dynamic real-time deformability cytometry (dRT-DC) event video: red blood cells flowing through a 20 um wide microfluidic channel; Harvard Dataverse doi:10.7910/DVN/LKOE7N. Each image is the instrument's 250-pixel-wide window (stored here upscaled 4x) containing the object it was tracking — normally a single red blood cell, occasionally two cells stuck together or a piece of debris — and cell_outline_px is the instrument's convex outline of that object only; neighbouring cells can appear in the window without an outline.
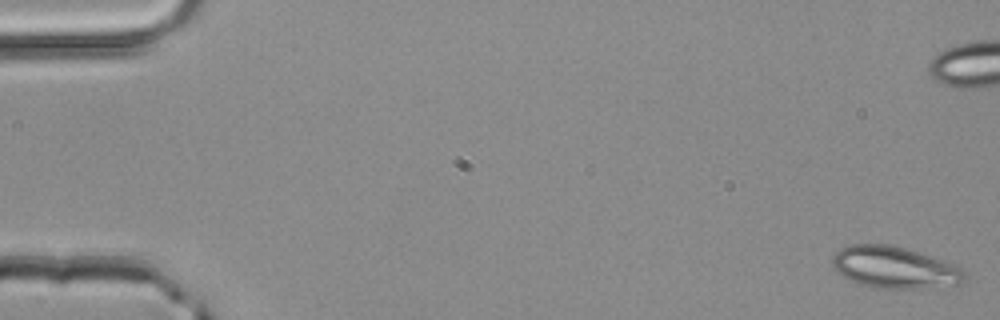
{"species": "common noctule bat (a hibernating species)", "species_latin": "Nyctalus noctula", "temperature_condition": "room temperature", "stored_images_in_passage": 5, "camera_frame_rate_fps": 3000, "um_per_image_px": 0.085, "animal": {"sex": "male", "body_mass_g": 20.4}, "frame": {"image": 1, "passage_image": 1, "time_ms": 0.0, "image_size_px": [1000, 320], "cell_outline_px": [[968, 280], [960, 284], [924, 288], [872, 288], [848, 280], [832, 264], [832, 256], [840, 248], [852, 244], [888, 244], [904, 248], [932, 256], [964, 268], [968, 276]], "centroid_in_image_um": [76.09, 22.74], "position_along_channel_um": 8.9, "area_um2": 32.37}}